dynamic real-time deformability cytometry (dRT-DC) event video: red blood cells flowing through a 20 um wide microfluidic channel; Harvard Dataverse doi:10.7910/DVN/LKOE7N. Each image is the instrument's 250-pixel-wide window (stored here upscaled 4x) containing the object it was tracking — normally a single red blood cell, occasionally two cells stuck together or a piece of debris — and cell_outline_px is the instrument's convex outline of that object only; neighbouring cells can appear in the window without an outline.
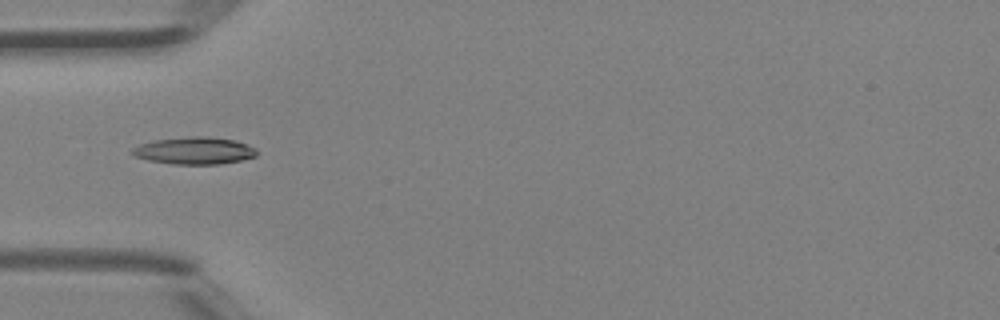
{"species": "Egyptian fruit bat (a non-hibernating species)", "species_latin": "Rousettus aegyptiacus", "temperature_condition": "room temperature", "stored_images_in_passage": 30, "camera_frame_rate_fps": 3000, "um_per_image_px": 0.085, "animal": {"sex": "female"}, "frame": {"image": 1, "passage_image": 1, "time_ms": 0.0, "image_size_px": [1000, 320], "cell_outline_px": [[256, 156], [240, 160], [220, 164], [172, 164], [148, 160], [132, 156], [128, 152], [132, 148], [140, 144], [152, 140], [192, 136], [208, 136], [236, 140], [256, 148]], "centroid_in_image_um": [16.47, 12.8], "position_along_channel_um": 68.5, "area_um2": 19.94}}
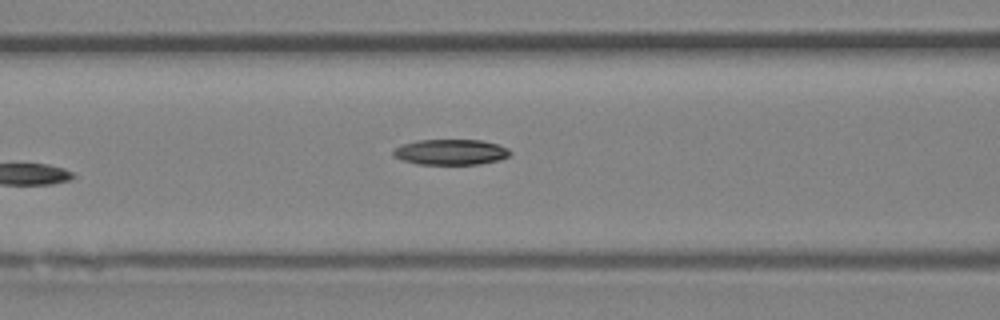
{"frame": {"image": 2, "passage_image": 5, "time_ms": 1.333, "image_size_px": [1000, 320], "cell_outline_px": [[512, 152], [508, 156], [500, 160], [480, 164], [416, 164], [392, 156], [392, 152], [396, 148], [404, 144], [416, 140], [480, 140], [496, 144], [508, 148]], "centroid_in_image_um": [38.32, 12.93], "position_along_channel_um": 128.3, "area_um2": 17.34}}
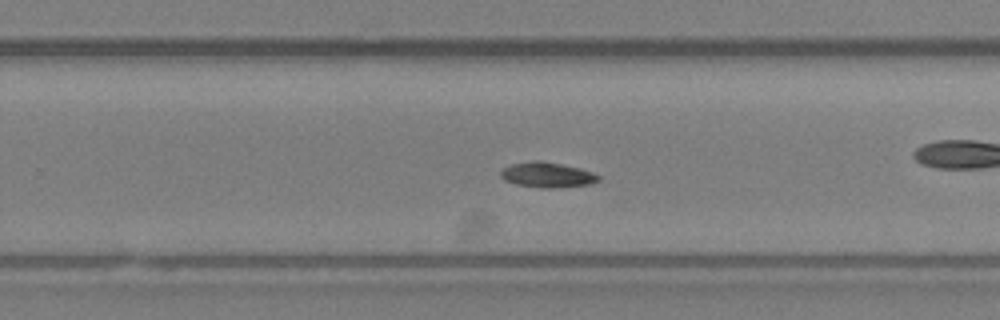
{"frame": {"image": 3, "passage_image": 13, "time_ms": 4.0, "image_size_px": [1000, 320], "cell_outline_px": [[600, 180], [588, 184], [552, 188], [540, 188], [516, 184], [504, 180], [500, 176], [500, 172], [504, 168], [512, 164], [536, 160], [540, 160], [580, 168], [592, 172], [600, 176]], "centroid_in_image_um": [46.5, 14.86], "position_along_channel_um": 283.3, "area_um2": 14.22}}